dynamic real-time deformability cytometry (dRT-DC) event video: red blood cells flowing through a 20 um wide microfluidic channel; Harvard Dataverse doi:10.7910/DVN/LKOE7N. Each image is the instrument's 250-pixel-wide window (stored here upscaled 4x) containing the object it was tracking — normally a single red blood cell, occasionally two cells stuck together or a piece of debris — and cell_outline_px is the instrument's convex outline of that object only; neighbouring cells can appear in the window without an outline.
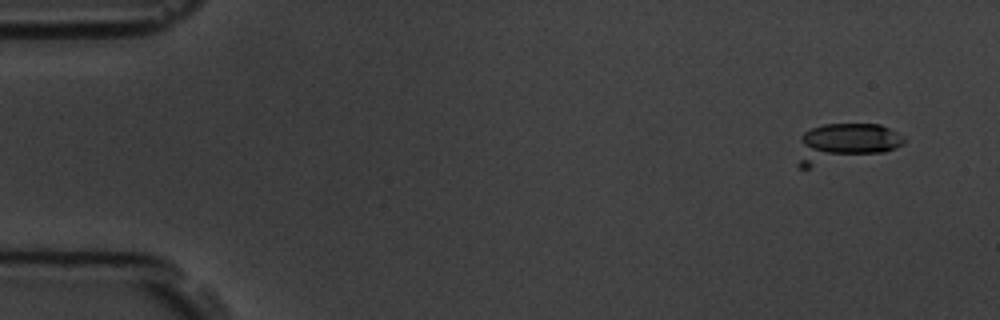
{"species": "common noctule bat (a hibernating species)", "species_latin": "Nyctalus noctula", "temperature_condition": "room temperature", "stored_images_in_passage": 6, "camera_frame_rate_fps": 3000, "um_per_image_px": 0.085, "animal": {"sex": "male", "body_mass_g": 19.5, "forearm_length_mm": 54.6}, "frame": {"image": 1, "passage_image": 3, "time_ms": 2.333, "image_size_px": [1000, 320], "cell_outline_px": [[904, 144], [896, 148], [884, 152], [808, 168], [800, 168], [796, 164], [800, 136], [804, 132], [812, 128], [824, 124], [880, 124], [896, 132], [904, 140]], "centroid_in_image_um": [71.76, 12.17], "position_along_channel_um": 13.2, "area_um2": 24.33}}